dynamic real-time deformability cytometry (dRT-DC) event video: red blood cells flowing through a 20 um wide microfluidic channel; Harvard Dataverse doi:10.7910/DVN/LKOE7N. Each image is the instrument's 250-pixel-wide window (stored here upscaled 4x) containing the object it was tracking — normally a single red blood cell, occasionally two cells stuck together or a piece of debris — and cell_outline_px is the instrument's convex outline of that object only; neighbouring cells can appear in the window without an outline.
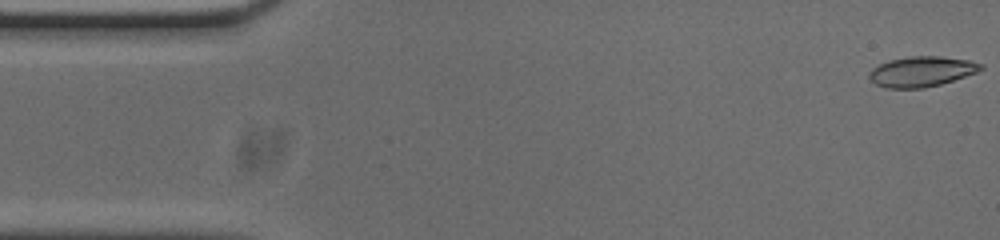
{"species": "common noctule bat (a hibernating species)", "species_latin": "Nyctalus noctula", "temperature_condition": "cold", "stored_images_in_passage": 54, "camera_frame_rate_fps": 3000, "um_per_image_px": 0.085, "animal": {"sex": "male", "body_mass_g": 20.0, "forearm_length_mm": 53.3}, "frame": {"image": 1, "passage_image": 1, "time_ms": 0.0, "image_size_px": [1000, 240], "cell_outline_px": [[984, 68], [976, 72], [940, 84], [924, 88], [884, 88], [876, 84], [868, 76], [868, 72], [872, 68], [888, 60], [912, 56], [940, 56], [968, 60], [984, 64]], "centroid_in_image_um": [78.31, 6.07], "position_along_channel_um": 6.7, "area_um2": 19.59}}
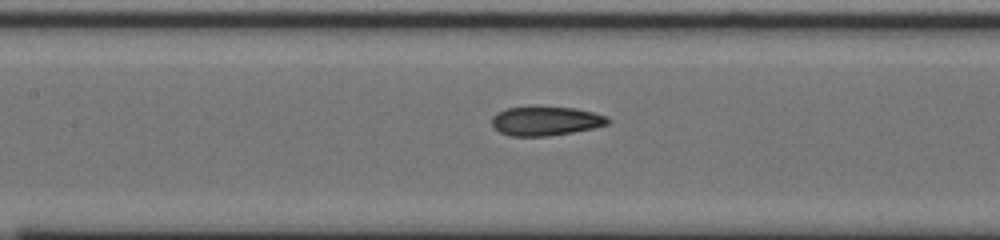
{"frame": {"image": 2, "passage_image": 23, "time_ms": 7.333, "image_size_px": [1000, 240], "cell_outline_px": [[612, 120], [608, 124], [592, 128], [572, 132], [548, 136], [512, 136], [500, 132], [492, 124], [492, 116], [496, 112], [508, 108], [576, 108], [608, 116]], "centroid_in_image_um": [46.41, 10.3], "position_along_channel_um": 161.0, "area_um2": 19.31}}
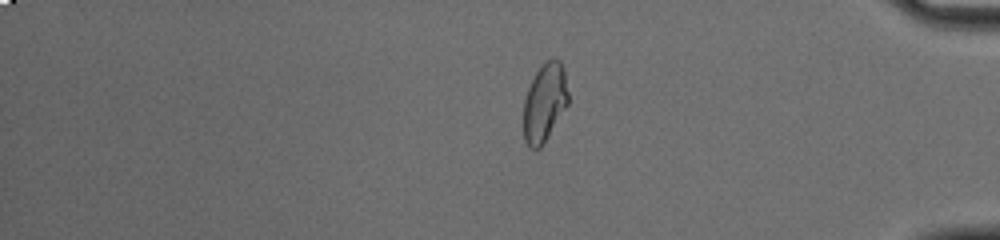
{"frame": {"image": 3, "passage_image": 44, "time_ms": 14.333, "image_size_px": [1000, 240], "cell_outline_px": [[568, 104], [540, 148], [532, 148], [524, 140], [524, 100], [528, 88], [536, 72], [552, 56], [560, 60], [564, 72], [568, 92]], "centroid_in_image_um": [46.3, 8.69], "position_along_channel_um": 388.9, "area_um2": 20.0}, "authors_computed_cell_mechanics": {"area_um2": 20.1144, "velocity_mm_per_s": 3.7083, "shape_relaxation_time_tau1_ms": null, "shape_relaxation_time_tau2_ms": 1.7256, "deformation_change_tau1": null, "deformation_change_tau2": 0.076}}